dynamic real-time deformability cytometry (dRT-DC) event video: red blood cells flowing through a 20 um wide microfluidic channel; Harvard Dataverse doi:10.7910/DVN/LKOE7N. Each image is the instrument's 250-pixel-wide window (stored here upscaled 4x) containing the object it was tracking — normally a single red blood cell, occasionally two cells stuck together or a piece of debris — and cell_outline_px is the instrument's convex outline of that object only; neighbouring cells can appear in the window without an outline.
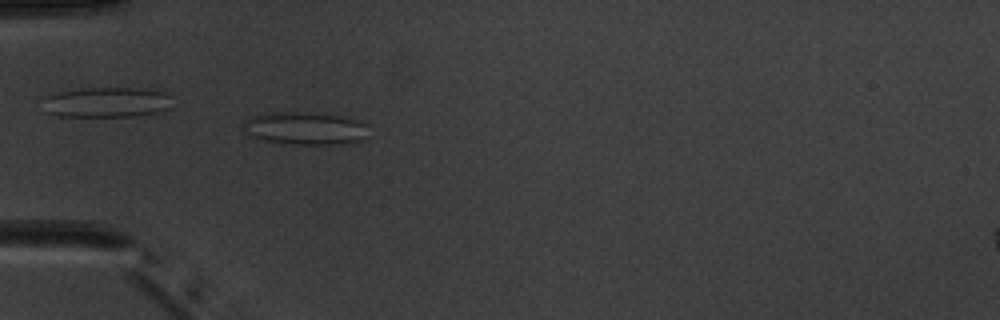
{"species": "common noctule bat (a hibernating species)", "species_latin": "Nyctalus noctula", "temperature_condition": "warm", "stored_images_in_passage": 2, "camera_frame_rate_fps": 3000, "um_per_image_px": 0.085, "animal": {"sex": "male", "body_mass_g": 20.1, "forearm_length_mm": 53.5}, "frame": {"image": 1, "passage_image": 2, "time_ms": 1.0, "image_size_px": [1000, 320], "cell_outline_px": [[368, 124], [360, 140], [344, 144], [292, 144], [264, 140], [248, 132], [244, 124], [244, 120], [252, 116], [264, 112], [312, 112], [340, 116], [356, 120]], "centroid_in_image_um": [25.93, 10.88], "position_along_channel_um": 59.1, "area_um2": 23.47}}